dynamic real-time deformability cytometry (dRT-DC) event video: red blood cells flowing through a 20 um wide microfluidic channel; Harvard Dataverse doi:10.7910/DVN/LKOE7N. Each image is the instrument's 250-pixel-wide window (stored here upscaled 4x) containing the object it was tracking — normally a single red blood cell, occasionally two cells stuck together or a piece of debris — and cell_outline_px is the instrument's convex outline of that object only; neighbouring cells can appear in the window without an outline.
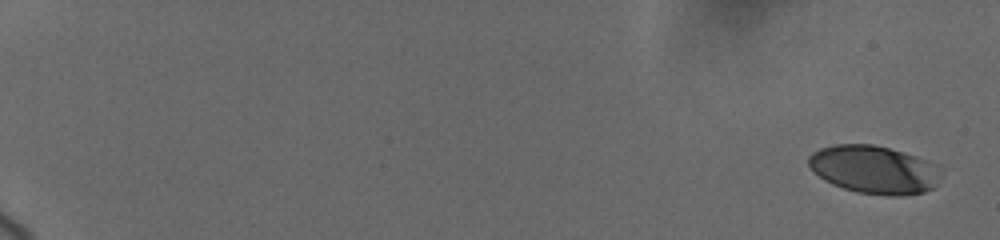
{"species": "human", "species_latin": "Homo sapiens", "temperature_condition": "cold", "stored_images_in_passage": 55, "camera_frame_rate_fps": 3000, "um_per_image_px": 0.085, "donor": {"sex": "female"}, "frame": {"image": 1, "passage_image": 1, "time_ms": 0.0, "image_size_px": [1000, 240], "cell_outline_px": [[940, 176], [936, 184], [932, 188], [924, 192], [900, 196], [888, 196], [856, 192], [832, 184], [824, 180], [812, 172], [808, 164], [808, 156], [812, 152], [820, 148], [836, 144], [872, 144], [904, 152], [940, 164]], "centroid_in_image_um": [74.3, 14.41], "position_along_channel_um": 10.7, "area_um2": 37.51}}
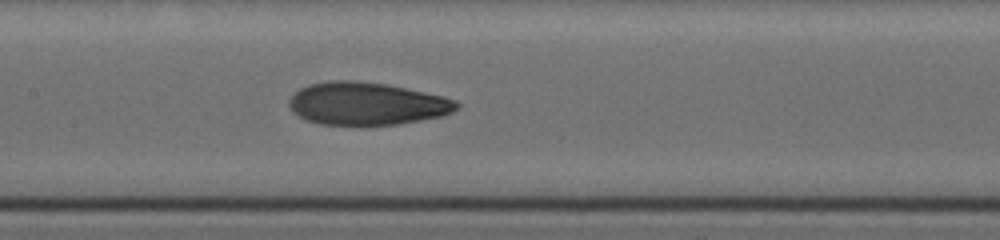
{"frame": {"image": 2, "passage_image": 30, "time_ms": 10.333, "image_size_px": [1000, 240], "cell_outline_px": [[460, 108], [444, 116], [396, 124], [360, 128], [320, 124], [304, 120], [292, 112], [288, 104], [288, 100], [300, 88], [308, 84], [328, 80], [356, 80], [388, 84], [444, 96], [456, 100], [460, 104]], "centroid_in_image_um": [31.16, 8.84], "position_along_channel_um": 176.2, "area_um2": 43.06}}
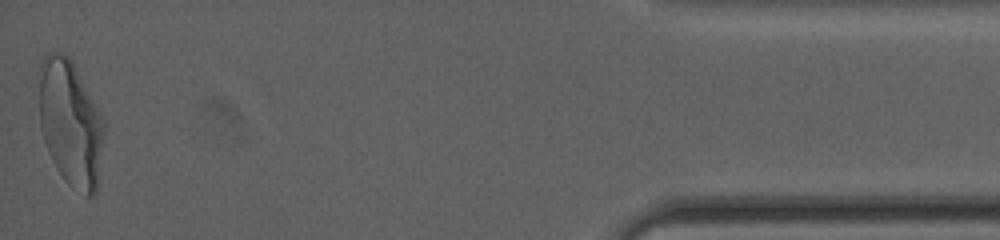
{"frame": {"image": 3, "passage_image": 55, "time_ms": 19.0, "image_size_px": [1000, 240], "cell_outline_px": [[104, 132], [96, 192], [92, 196], [84, 196], [68, 184], [64, 180], [52, 160], [48, 152], [40, 128], [32, 92], [36, 72], [44, 56], [48, 52], [68, 56], [72, 60], [100, 112], [104, 120]], "centroid_in_image_um": [5.88, 10.38], "position_along_channel_um": 429.3, "area_um2": 49.36}, "authors_computed_cell_mechanics": {"area_um2": 40.5756, "velocity_mm_per_s": 3.6915, "shape_relaxation_time_tau1_ms": 5.4208, "shape_relaxation_time_tau2_ms": 1.4499, "deformation_change_tau1": 0.2052, "deformation_change_tau2": 0.0824}}